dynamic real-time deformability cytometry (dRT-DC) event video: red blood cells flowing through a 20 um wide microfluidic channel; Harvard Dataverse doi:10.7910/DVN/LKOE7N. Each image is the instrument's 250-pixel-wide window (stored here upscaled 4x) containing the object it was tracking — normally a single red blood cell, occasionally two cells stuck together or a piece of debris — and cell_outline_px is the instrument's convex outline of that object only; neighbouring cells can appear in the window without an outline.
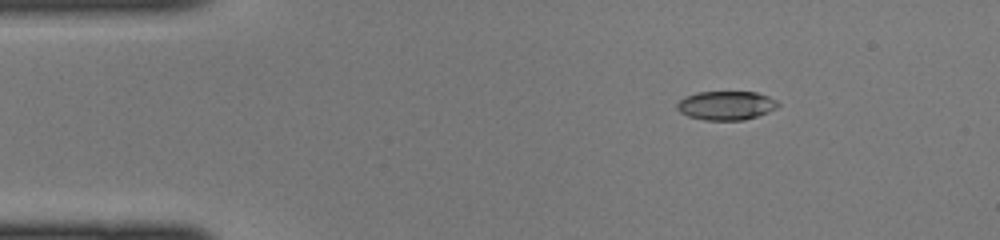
{"species": "common noctule bat (a hibernating species)", "species_latin": "Nyctalus noctula", "temperature_condition": "cold", "stored_images_in_passage": 39, "camera_frame_rate_fps": 3000, "um_per_image_px": 0.085, "animal": {"sex": "female", "body_mass_g": 22.0, "forearm_length_mm": 56.7}, "frame": {"image": 1, "passage_image": 1, "time_ms": 0.0, "image_size_px": [1000, 240], "cell_outline_px": [[780, 104], [776, 108], [768, 112], [744, 120], [704, 120], [688, 116], [680, 112], [676, 108], [676, 104], [684, 96], [696, 92], [756, 92], [768, 96], [776, 100]], "centroid_in_image_um": [61.7, 8.96], "position_along_channel_um": 23.3, "area_um2": 17.05}}
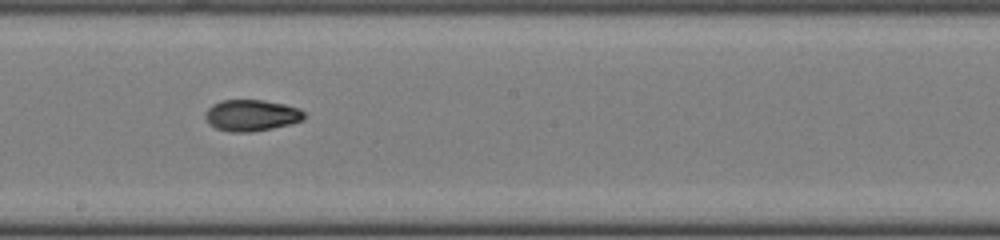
{"frame": {"image": 2, "passage_image": 19, "time_ms": 6.0, "image_size_px": [1000, 240], "cell_outline_px": [[308, 116], [304, 120], [272, 128], [252, 132], [228, 132], [216, 128], [208, 124], [204, 116], [204, 112], [212, 104], [220, 100], [264, 100], [284, 104], [300, 108]], "centroid_in_image_um": [21.36, 9.8], "position_along_channel_um": 226.8, "area_um2": 18.38}}
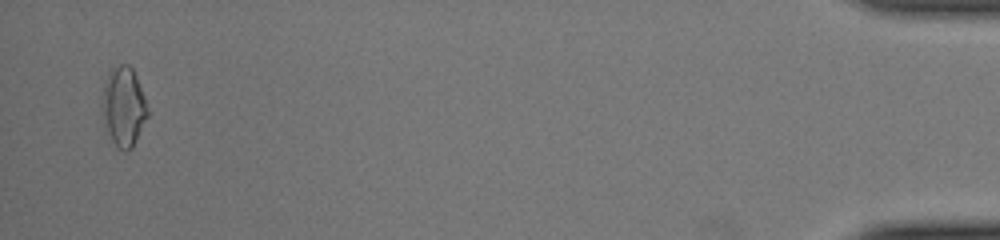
{"frame": {"image": 3, "passage_image": 38, "time_ms": 12.333, "image_size_px": [1000, 240], "cell_outline_px": [[148, 116], [132, 148], [128, 152], [124, 152], [112, 140], [104, 128], [100, 104], [104, 80], [108, 72], [112, 68], [120, 64], [128, 64], [132, 68], [136, 76], [144, 96], [148, 112]], "centroid_in_image_um": [10.46, 9.06], "position_along_channel_um": 424.7, "area_um2": 21.39}}